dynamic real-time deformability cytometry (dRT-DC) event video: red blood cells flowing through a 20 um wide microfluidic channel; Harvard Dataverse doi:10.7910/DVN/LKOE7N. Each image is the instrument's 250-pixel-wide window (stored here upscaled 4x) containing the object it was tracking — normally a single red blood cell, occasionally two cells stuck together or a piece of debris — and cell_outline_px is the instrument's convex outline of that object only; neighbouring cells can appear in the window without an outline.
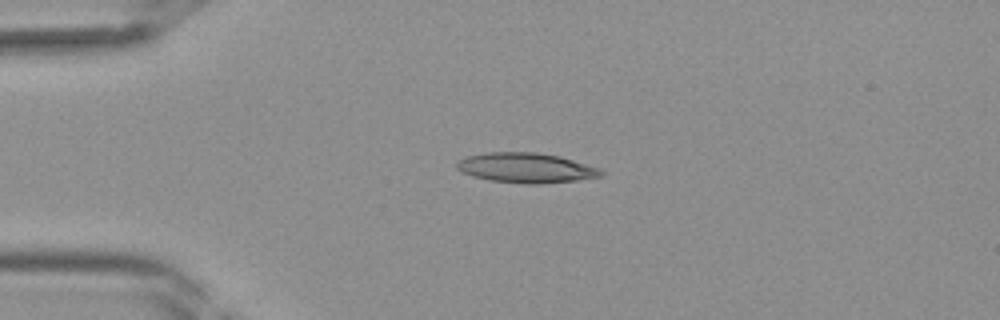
{"species": "Egyptian fruit bat (a non-hibernating species)", "species_latin": "Rousettus aegyptiacus", "temperature_condition": "room temperature", "stored_images_in_passage": 32, "camera_frame_rate_fps": 3000, "um_per_image_px": 0.085, "frame": {"image": 1, "passage_image": 1, "time_ms": 0.0, "image_size_px": [1000, 320], "cell_outline_px": [[604, 176], [580, 180], [540, 184], [524, 184], [488, 180], [472, 176], [460, 172], [456, 168], [456, 160], [468, 156], [488, 152], [536, 152], [560, 156], [600, 168], [604, 172]], "centroid_in_image_um": [44.72, 14.27], "position_along_channel_um": 40.3, "area_um2": 25.55}}
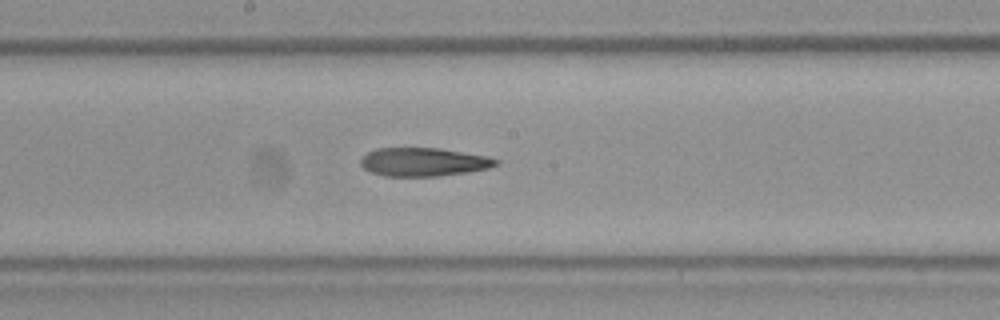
{"frame": {"image": 2, "passage_image": 13, "time_ms": 4.0, "image_size_px": [1000, 320], "cell_outline_px": [[500, 164], [488, 168], [468, 172], [440, 176], [384, 176], [372, 172], [364, 168], [360, 164], [360, 160], [368, 152], [376, 148], [440, 148], [488, 156], [500, 160]], "centroid_in_image_um": [36.04, 13.76], "position_along_channel_um": 212.2, "area_um2": 22.54}}
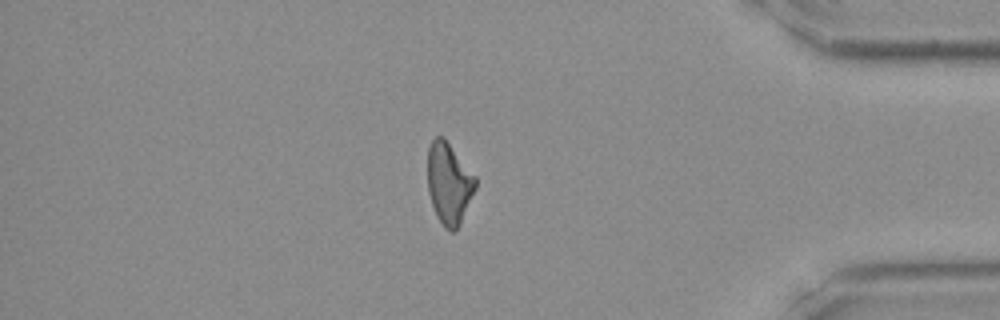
{"frame": {"image": 3, "passage_image": 26, "time_ms": 8.333, "image_size_px": [1000, 320], "cell_outline_px": [[476, 188], [460, 224], [452, 232], [444, 228], [436, 216], [428, 192], [428, 144], [436, 136], [444, 136], [476, 176]], "centroid_in_image_um": [38.16, 15.56], "position_along_channel_um": 397.0, "area_um2": 22.89}}